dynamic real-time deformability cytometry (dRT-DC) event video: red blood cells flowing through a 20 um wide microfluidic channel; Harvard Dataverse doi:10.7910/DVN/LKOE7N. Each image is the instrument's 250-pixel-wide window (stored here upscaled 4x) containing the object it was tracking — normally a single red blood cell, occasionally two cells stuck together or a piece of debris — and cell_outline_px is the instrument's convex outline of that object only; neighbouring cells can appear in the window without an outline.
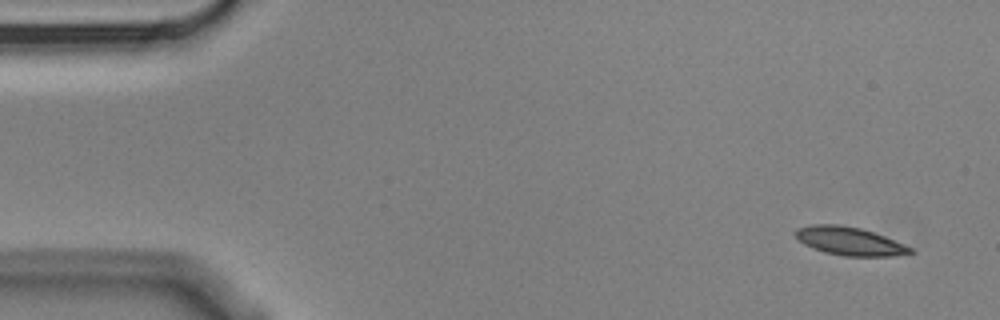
{"species": "Egyptian fruit bat (a non-hibernating species)", "species_latin": "Rousettus aegyptiacus", "temperature_condition": "cold", "stored_images_in_passage": 4, "camera_frame_rate_fps": 3000, "um_per_image_px": 0.085, "animal": {"sex": "male"}, "frame": {"image": 1, "passage_image": 1, "time_ms": 0.0, "image_size_px": [1000, 320], "cell_outline_px": [[916, 252], [892, 256], [844, 256], [824, 252], [812, 248], [804, 244], [792, 232], [796, 228], [812, 224], [840, 224], [860, 228], [884, 236], [904, 244], [912, 248]], "centroid_in_image_um": [72.18, 20.49], "position_along_channel_um": 12.8, "area_um2": 18.96}}
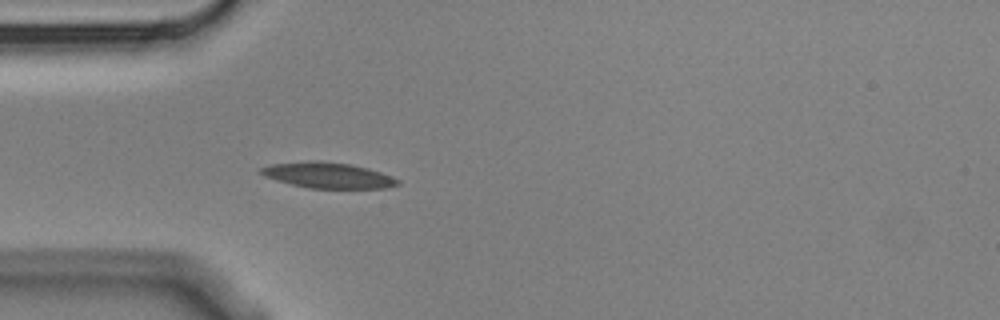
{"frame": {"image": 2, "passage_image": 4, "time_ms": 1.0, "image_size_px": [1000, 320], "cell_outline_px": [[400, 184], [384, 188], [308, 188], [276, 180], [264, 176], [260, 172], [260, 168], [272, 164], [308, 160], [320, 160], [352, 164], [368, 168], [380, 172], [400, 180]], "centroid_in_image_um": [27.87, 14.88], "position_along_channel_um": 57.1, "area_um2": 20.52}}